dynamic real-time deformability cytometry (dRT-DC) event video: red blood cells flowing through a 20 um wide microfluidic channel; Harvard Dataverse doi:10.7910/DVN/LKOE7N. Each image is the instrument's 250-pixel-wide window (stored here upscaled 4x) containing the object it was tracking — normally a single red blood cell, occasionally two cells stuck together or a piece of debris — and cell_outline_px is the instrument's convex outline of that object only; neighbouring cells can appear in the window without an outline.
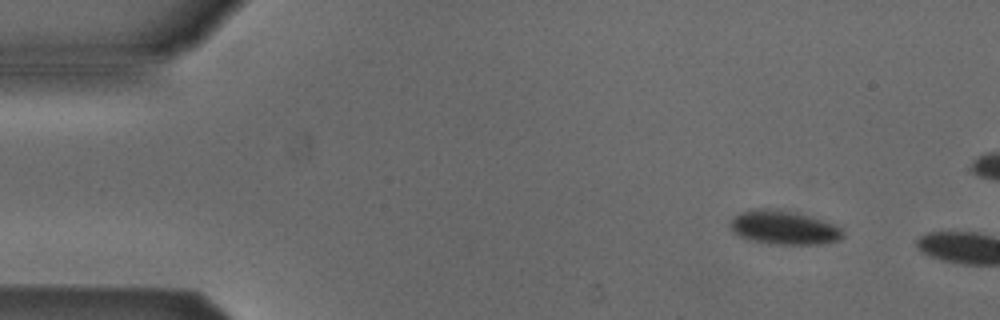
{"species": "Egyptian fruit bat (a non-hibernating species)", "species_latin": "Rousettus aegyptiacus", "temperature_condition": "cold", "stored_images_in_passage": 2, "camera_frame_rate_fps": 3000, "um_per_image_px": 0.085, "animal": {"sex": "male"}, "frame": {"image": 1, "passage_image": 1, "time_ms": 0.0, "image_size_px": [1000, 320], "cell_outline_px": [[844, 236], [840, 240], [824, 244], [768, 244], [748, 240], [736, 236], [732, 232], [728, 224], [732, 216], [740, 212], [760, 208], [764, 208], [796, 212], [844, 228]], "centroid_in_image_um": [66.57, 19.36], "position_along_channel_um": 18.4, "area_um2": 22.6}}